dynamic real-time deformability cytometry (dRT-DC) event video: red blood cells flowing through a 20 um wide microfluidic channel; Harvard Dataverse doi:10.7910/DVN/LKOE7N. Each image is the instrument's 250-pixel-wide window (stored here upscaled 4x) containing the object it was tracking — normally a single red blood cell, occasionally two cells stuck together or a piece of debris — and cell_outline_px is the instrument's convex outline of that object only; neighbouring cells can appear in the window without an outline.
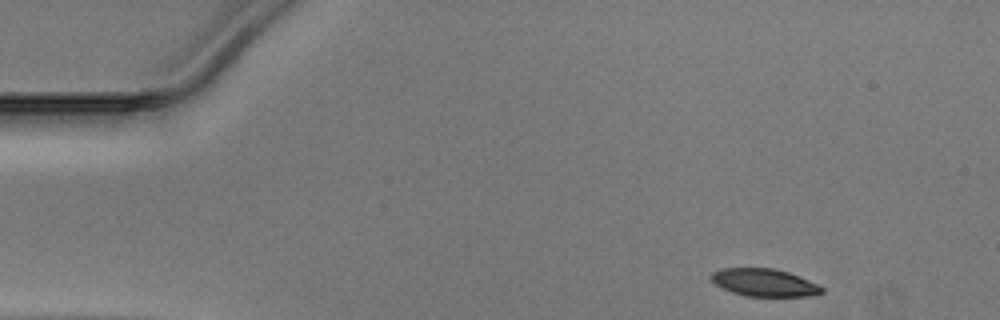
{"species": "Egyptian fruit bat (a non-hibernating species)", "species_latin": "Rousettus aegyptiacus", "temperature_condition": "warm", "stored_images_in_passage": 37, "camera_frame_rate_fps": 3000, "um_per_image_px": 0.085, "animal": {"sex": "male"}, "frame": {"image": 1, "passage_image": 1, "time_ms": 0.0, "image_size_px": [1000, 320], "cell_outline_px": [[824, 292], [816, 296], [744, 296], [732, 292], [716, 284], [712, 280], [712, 272], [720, 268], [776, 268], [800, 276], [824, 288]], "centroid_in_image_um": [65.0, 24.02], "position_along_channel_um": 20.0, "area_um2": 17.8}}
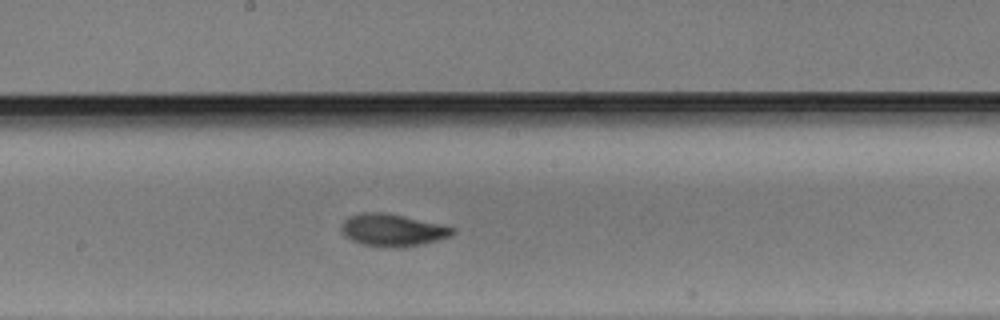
{"frame": {"image": 2, "passage_image": 22, "time_ms": 7.0, "image_size_px": [1000, 320], "cell_outline_px": [[456, 232], [452, 236], [420, 244], [396, 248], [384, 248], [360, 244], [344, 236], [340, 228], [344, 220], [348, 216], [360, 212], [384, 212], [404, 216], [440, 224], [456, 228]], "centroid_in_image_um": [33.33, 19.56], "position_along_channel_um": 214.9, "area_um2": 21.15}}
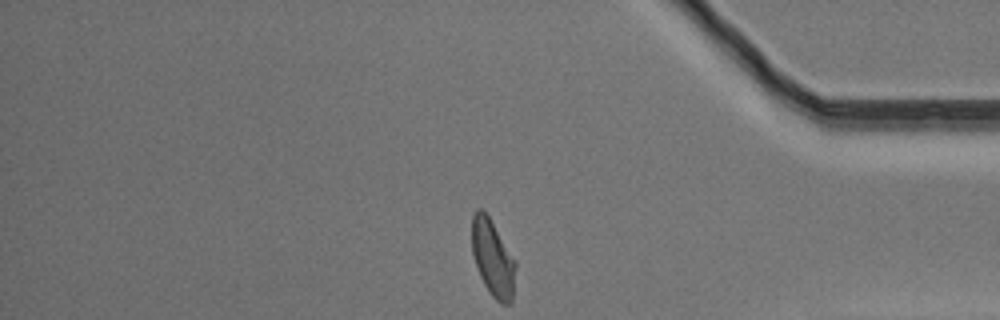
{"frame": {"image": 3, "passage_image": 37, "time_ms": 12.0, "image_size_px": [1000, 320], "cell_outline_px": [[516, 268], [512, 304], [500, 304], [488, 292], [480, 276], [472, 252], [472, 216], [476, 208], [484, 208], [516, 260]], "centroid_in_image_um": [41.9, 21.94], "position_along_channel_um": 393.3, "area_um2": 19.88}}